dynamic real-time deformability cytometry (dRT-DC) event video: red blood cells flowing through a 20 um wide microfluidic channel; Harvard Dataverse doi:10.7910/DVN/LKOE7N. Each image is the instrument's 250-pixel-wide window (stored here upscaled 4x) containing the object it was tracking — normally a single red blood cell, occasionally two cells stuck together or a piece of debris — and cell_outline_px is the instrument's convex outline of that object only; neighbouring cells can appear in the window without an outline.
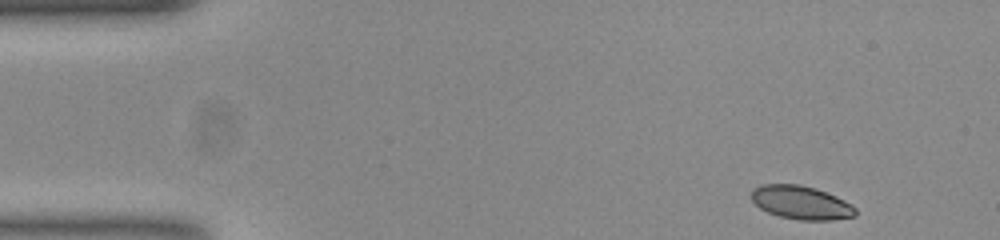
{"species": "common noctule bat (a hibernating species)", "species_latin": "Nyctalus noctula", "temperature_condition": "room temperature", "stored_images_in_passage": 50, "camera_frame_rate_fps": 3000, "um_per_image_px": 0.085, "animal": {"sex": "female", "body_mass_g": 23.0, "forearm_length_mm": 53.4}, "frame": {"image": 1, "passage_image": 1, "time_ms": 0.0, "image_size_px": [1000, 240], "cell_outline_px": [[856, 216], [832, 220], [800, 220], [780, 216], [768, 212], [760, 208], [752, 200], [752, 188], [760, 184], [800, 184], [816, 188], [836, 196], [852, 204], [856, 208]], "centroid_in_image_um": [68.1, 17.21], "position_along_channel_um": 16.9, "area_um2": 20.4}}
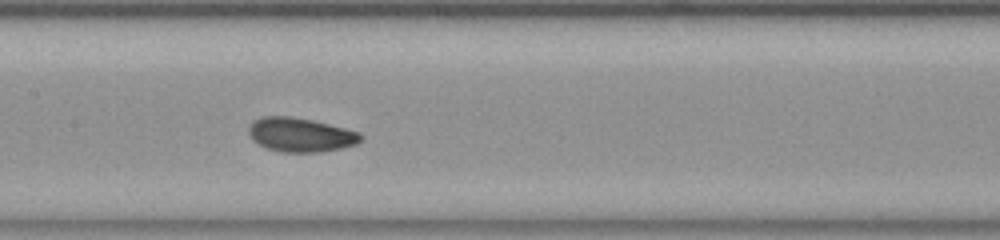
{"frame": {"image": 2, "passage_image": 22, "time_ms": 7.0, "image_size_px": [1000, 240], "cell_outline_px": [[364, 136], [356, 144], [340, 148], [320, 152], [280, 152], [268, 148], [252, 140], [248, 132], [248, 128], [252, 120], [260, 116], [288, 116], [312, 120], [360, 132]], "centroid_in_image_um": [25.51, 11.45], "position_along_channel_um": 181.9, "area_um2": 22.25}}
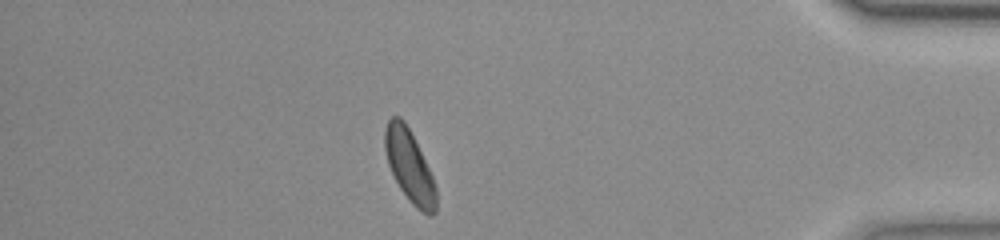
{"frame": {"image": 3, "passage_image": 43, "time_ms": 14.0, "image_size_px": [1000, 240], "cell_outline_px": [[436, 212], [432, 216], [428, 216], [416, 208], [412, 204], [400, 188], [388, 164], [384, 148], [384, 128], [388, 120], [392, 116], [400, 116], [404, 120], [432, 176], [436, 188]], "centroid_in_image_um": [34.79, 14.13], "position_along_channel_um": 400.4, "area_um2": 21.21}, "authors_computed_cell_mechanics": {"area_um2": 21.386, "velocity_mm_per_s": 3.7475, "shape_relaxation_time_tau1_ms": 1.712, "shape_relaxation_time_tau2_ms": 1.6603, "deformation_change_tau1": 0.0768, "deformation_change_tau2": 0.059}}